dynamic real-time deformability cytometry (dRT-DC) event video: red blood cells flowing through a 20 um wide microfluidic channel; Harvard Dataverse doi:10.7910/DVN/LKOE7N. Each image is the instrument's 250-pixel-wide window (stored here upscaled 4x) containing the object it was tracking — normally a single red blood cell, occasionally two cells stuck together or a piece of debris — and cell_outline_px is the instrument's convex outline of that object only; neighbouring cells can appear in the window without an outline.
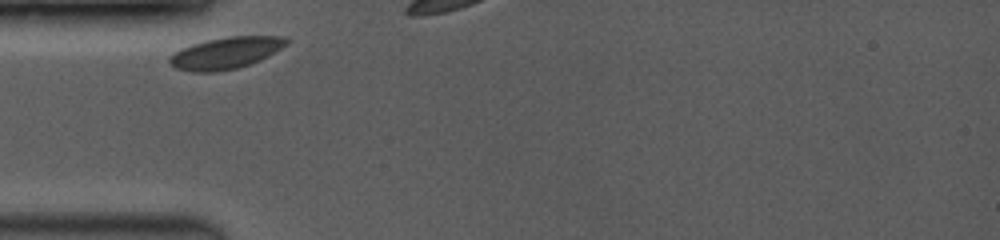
{"species": "common noctule bat (a hibernating species)", "species_latin": "Nyctalus noctula", "temperature_condition": "room temperature", "stored_images_in_passage": 2, "camera_frame_rate_fps": 3500, "um_per_image_px": 0.085, "animal": {"sex": "female", "body_mass_g": 19.0, "forearm_length_mm": 53.3}, "frame": {"image": 1, "passage_image": 1, "time_ms": 0.0, "image_size_px": [1000, 240], "cell_outline_px": [[292, 40], [288, 44], [268, 56], [260, 60], [236, 68], [216, 72], [192, 72], [176, 68], [168, 60], [176, 52], [192, 44], [208, 40], [228, 36], [284, 36]], "centroid_in_image_um": [19.26, 4.49], "position_along_channel_um": 65.7, "area_um2": 21.39}}